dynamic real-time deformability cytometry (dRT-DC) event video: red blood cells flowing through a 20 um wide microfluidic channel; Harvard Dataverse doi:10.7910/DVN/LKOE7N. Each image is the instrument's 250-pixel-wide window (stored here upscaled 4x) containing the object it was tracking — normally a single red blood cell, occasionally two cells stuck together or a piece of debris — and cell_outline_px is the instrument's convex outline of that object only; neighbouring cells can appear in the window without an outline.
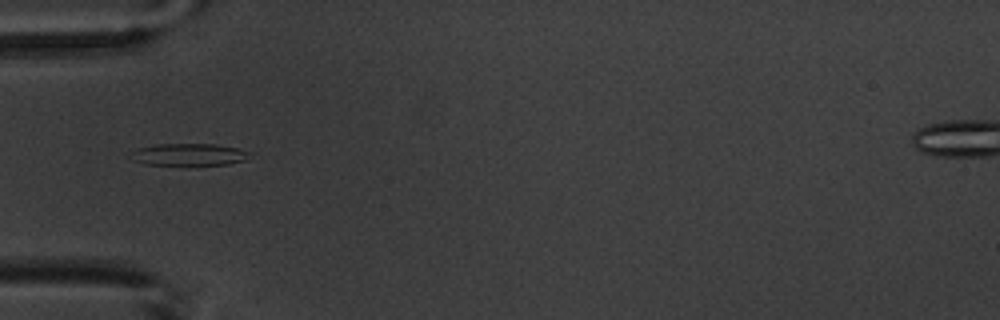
{"species": "common noctule bat (a hibernating species)", "species_latin": "Nyctalus noctula", "temperature_condition": "warm", "stored_images_in_passage": 1, "camera_frame_rate_fps": 3000, "um_per_image_px": 0.085, "animal": {"sex": "male", "body_mass_g": 20.1, "forearm_length_mm": 53.5}, "frame": {"image": 1, "passage_image": 1, "time_ms": 0.0, "image_size_px": [1000, 320], "cell_outline_px": [[252, 152], [248, 160], [228, 164], [196, 168], [144, 164], [132, 160], [132, 152], [136, 148], [156, 144], [212, 144], [236, 148]], "centroid_in_image_um": [16.08, 13.19], "position_along_channel_um": 68.9, "area_um2": 16.36}}